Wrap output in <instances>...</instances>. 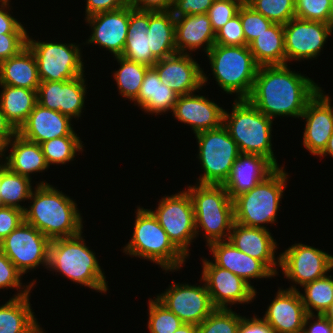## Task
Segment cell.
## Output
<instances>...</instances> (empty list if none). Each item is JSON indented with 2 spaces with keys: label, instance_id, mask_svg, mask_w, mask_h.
<instances>
[{
  "label": "cell",
  "instance_id": "1",
  "mask_svg": "<svg viewBox=\"0 0 333 333\" xmlns=\"http://www.w3.org/2000/svg\"><path fill=\"white\" fill-rule=\"evenodd\" d=\"M320 89L308 76L291 71L287 64L260 66L247 100L272 120L278 116L299 118Z\"/></svg>",
  "mask_w": 333,
  "mask_h": 333
},
{
  "label": "cell",
  "instance_id": "2",
  "mask_svg": "<svg viewBox=\"0 0 333 333\" xmlns=\"http://www.w3.org/2000/svg\"><path fill=\"white\" fill-rule=\"evenodd\" d=\"M34 190L29 198L32 204L23 211L26 223L50 240L82 232V217L76 201L44 181L38 183Z\"/></svg>",
  "mask_w": 333,
  "mask_h": 333
},
{
  "label": "cell",
  "instance_id": "3",
  "mask_svg": "<svg viewBox=\"0 0 333 333\" xmlns=\"http://www.w3.org/2000/svg\"><path fill=\"white\" fill-rule=\"evenodd\" d=\"M82 233L50 242L48 270L63 274L71 281L106 293L108 285L95 252L85 244Z\"/></svg>",
  "mask_w": 333,
  "mask_h": 333
},
{
  "label": "cell",
  "instance_id": "4",
  "mask_svg": "<svg viewBox=\"0 0 333 333\" xmlns=\"http://www.w3.org/2000/svg\"><path fill=\"white\" fill-rule=\"evenodd\" d=\"M232 106L231 114L224 109L222 124L237 143L240 153L262 155L279 168L272 150L273 120L247 99H235Z\"/></svg>",
  "mask_w": 333,
  "mask_h": 333
},
{
  "label": "cell",
  "instance_id": "5",
  "mask_svg": "<svg viewBox=\"0 0 333 333\" xmlns=\"http://www.w3.org/2000/svg\"><path fill=\"white\" fill-rule=\"evenodd\" d=\"M132 238L123 248L126 255L141 257L165 271H178L186 256L173 244L149 209L138 207Z\"/></svg>",
  "mask_w": 333,
  "mask_h": 333
},
{
  "label": "cell",
  "instance_id": "6",
  "mask_svg": "<svg viewBox=\"0 0 333 333\" xmlns=\"http://www.w3.org/2000/svg\"><path fill=\"white\" fill-rule=\"evenodd\" d=\"M191 196L196 235L204 231L206 246L210 243L228 240L234 224V205L223 185L198 184L187 188Z\"/></svg>",
  "mask_w": 333,
  "mask_h": 333
},
{
  "label": "cell",
  "instance_id": "7",
  "mask_svg": "<svg viewBox=\"0 0 333 333\" xmlns=\"http://www.w3.org/2000/svg\"><path fill=\"white\" fill-rule=\"evenodd\" d=\"M288 178L284 167H279L253 189L235 197L234 221L246 227L264 229L265 223L274 224Z\"/></svg>",
  "mask_w": 333,
  "mask_h": 333
},
{
  "label": "cell",
  "instance_id": "8",
  "mask_svg": "<svg viewBox=\"0 0 333 333\" xmlns=\"http://www.w3.org/2000/svg\"><path fill=\"white\" fill-rule=\"evenodd\" d=\"M215 81L227 94L247 99L253 89L258 70L248 45L224 46L214 44L207 52Z\"/></svg>",
  "mask_w": 333,
  "mask_h": 333
},
{
  "label": "cell",
  "instance_id": "9",
  "mask_svg": "<svg viewBox=\"0 0 333 333\" xmlns=\"http://www.w3.org/2000/svg\"><path fill=\"white\" fill-rule=\"evenodd\" d=\"M195 136L199 147L197 156L204 170L197 183L223 185L241 154L237 143L223 124L219 128L196 133Z\"/></svg>",
  "mask_w": 333,
  "mask_h": 333
},
{
  "label": "cell",
  "instance_id": "10",
  "mask_svg": "<svg viewBox=\"0 0 333 333\" xmlns=\"http://www.w3.org/2000/svg\"><path fill=\"white\" fill-rule=\"evenodd\" d=\"M26 46L32 51L40 81H68L84 75L79 45L40 42L27 35Z\"/></svg>",
  "mask_w": 333,
  "mask_h": 333
},
{
  "label": "cell",
  "instance_id": "11",
  "mask_svg": "<svg viewBox=\"0 0 333 333\" xmlns=\"http://www.w3.org/2000/svg\"><path fill=\"white\" fill-rule=\"evenodd\" d=\"M173 244L186 256L197 237L194 207L187 190L163 197L155 210L149 209Z\"/></svg>",
  "mask_w": 333,
  "mask_h": 333
},
{
  "label": "cell",
  "instance_id": "12",
  "mask_svg": "<svg viewBox=\"0 0 333 333\" xmlns=\"http://www.w3.org/2000/svg\"><path fill=\"white\" fill-rule=\"evenodd\" d=\"M50 242L48 237L23 221L0 242V249L23 275L41 264L48 268Z\"/></svg>",
  "mask_w": 333,
  "mask_h": 333
},
{
  "label": "cell",
  "instance_id": "13",
  "mask_svg": "<svg viewBox=\"0 0 333 333\" xmlns=\"http://www.w3.org/2000/svg\"><path fill=\"white\" fill-rule=\"evenodd\" d=\"M279 257V267L286 279L302 287L325 277L333 269V255L310 245L293 244Z\"/></svg>",
  "mask_w": 333,
  "mask_h": 333
},
{
  "label": "cell",
  "instance_id": "14",
  "mask_svg": "<svg viewBox=\"0 0 333 333\" xmlns=\"http://www.w3.org/2000/svg\"><path fill=\"white\" fill-rule=\"evenodd\" d=\"M332 31L333 24L296 17L284 24L286 64L318 57Z\"/></svg>",
  "mask_w": 333,
  "mask_h": 333
},
{
  "label": "cell",
  "instance_id": "15",
  "mask_svg": "<svg viewBox=\"0 0 333 333\" xmlns=\"http://www.w3.org/2000/svg\"><path fill=\"white\" fill-rule=\"evenodd\" d=\"M201 281L205 282L212 305L228 309L233 304H246L256 297L254 286L231 271L216 266L213 261L202 259Z\"/></svg>",
  "mask_w": 333,
  "mask_h": 333
},
{
  "label": "cell",
  "instance_id": "16",
  "mask_svg": "<svg viewBox=\"0 0 333 333\" xmlns=\"http://www.w3.org/2000/svg\"><path fill=\"white\" fill-rule=\"evenodd\" d=\"M157 300L174 313L183 323L199 325L216 308L212 305L207 286L171 284Z\"/></svg>",
  "mask_w": 333,
  "mask_h": 333
},
{
  "label": "cell",
  "instance_id": "17",
  "mask_svg": "<svg viewBox=\"0 0 333 333\" xmlns=\"http://www.w3.org/2000/svg\"><path fill=\"white\" fill-rule=\"evenodd\" d=\"M189 53H175L159 59L152 67L160 81L178 95L192 94L206 85L208 77Z\"/></svg>",
  "mask_w": 333,
  "mask_h": 333
},
{
  "label": "cell",
  "instance_id": "18",
  "mask_svg": "<svg viewBox=\"0 0 333 333\" xmlns=\"http://www.w3.org/2000/svg\"><path fill=\"white\" fill-rule=\"evenodd\" d=\"M84 77L81 75L68 81H40L37 103L71 119L81 117L87 93Z\"/></svg>",
  "mask_w": 333,
  "mask_h": 333
},
{
  "label": "cell",
  "instance_id": "19",
  "mask_svg": "<svg viewBox=\"0 0 333 333\" xmlns=\"http://www.w3.org/2000/svg\"><path fill=\"white\" fill-rule=\"evenodd\" d=\"M320 89L308 102L300 118L306 124L303 132V146L315 156H319L327 146L333 133V106L329 95Z\"/></svg>",
  "mask_w": 333,
  "mask_h": 333
},
{
  "label": "cell",
  "instance_id": "20",
  "mask_svg": "<svg viewBox=\"0 0 333 333\" xmlns=\"http://www.w3.org/2000/svg\"><path fill=\"white\" fill-rule=\"evenodd\" d=\"M92 34L86 41L97 44L114 56H121L127 39L129 4L123 8L101 12L85 18Z\"/></svg>",
  "mask_w": 333,
  "mask_h": 333
},
{
  "label": "cell",
  "instance_id": "21",
  "mask_svg": "<svg viewBox=\"0 0 333 333\" xmlns=\"http://www.w3.org/2000/svg\"><path fill=\"white\" fill-rule=\"evenodd\" d=\"M295 285L277 291L263 319L272 327L274 333H302L307 315Z\"/></svg>",
  "mask_w": 333,
  "mask_h": 333
},
{
  "label": "cell",
  "instance_id": "22",
  "mask_svg": "<svg viewBox=\"0 0 333 333\" xmlns=\"http://www.w3.org/2000/svg\"><path fill=\"white\" fill-rule=\"evenodd\" d=\"M71 120L59 111L36 103L17 133L24 139L38 144L62 136H77L71 126Z\"/></svg>",
  "mask_w": 333,
  "mask_h": 333
},
{
  "label": "cell",
  "instance_id": "23",
  "mask_svg": "<svg viewBox=\"0 0 333 333\" xmlns=\"http://www.w3.org/2000/svg\"><path fill=\"white\" fill-rule=\"evenodd\" d=\"M228 240L243 253L260 260L274 275H278L275 268L280 265V257H275L277 242L268 228L246 227L234 222Z\"/></svg>",
  "mask_w": 333,
  "mask_h": 333
},
{
  "label": "cell",
  "instance_id": "24",
  "mask_svg": "<svg viewBox=\"0 0 333 333\" xmlns=\"http://www.w3.org/2000/svg\"><path fill=\"white\" fill-rule=\"evenodd\" d=\"M222 107H219L203 95H179L174 105L173 115L176 120L187 123L193 132L219 128L223 123Z\"/></svg>",
  "mask_w": 333,
  "mask_h": 333
},
{
  "label": "cell",
  "instance_id": "25",
  "mask_svg": "<svg viewBox=\"0 0 333 333\" xmlns=\"http://www.w3.org/2000/svg\"><path fill=\"white\" fill-rule=\"evenodd\" d=\"M276 169L277 167L262 155L240 154L223 186L233 200L238 195L253 189Z\"/></svg>",
  "mask_w": 333,
  "mask_h": 333
},
{
  "label": "cell",
  "instance_id": "26",
  "mask_svg": "<svg viewBox=\"0 0 333 333\" xmlns=\"http://www.w3.org/2000/svg\"><path fill=\"white\" fill-rule=\"evenodd\" d=\"M210 252L214 257V264L231 271L251 285V279L274 277L275 275L258 259L243 253L229 240L210 243Z\"/></svg>",
  "mask_w": 333,
  "mask_h": 333
},
{
  "label": "cell",
  "instance_id": "27",
  "mask_svg": "<svg viewBox=\"0 0 333 333\" xmlns=\"http://www.w3.org/2000/svg\"><path fill=\"white\" fill-rule=\"evenodd\" d=\"M215 37L216 33L212 28L207 14L185 15L175 18V44L177 53L189 54V52L203 46L207 54L215 44Z\"/></svg>",
  "mask_w": 333,
  "mask_h": 333
},
{
  "label": "cell",
  "instance_id": "28",
  "mask_svg": "<svg viewBox=\"0 0 333 333\" xmlns=\"http://www.w3.org/2000/svg\"><path fill=\"white\" fill-rule=\"evenodd\" d=\"M149 11L137 10L129 5V25L122 57L152 67L158 60L149 48Z\"/></svg>",
  "mask_w": 333,
  "mask_h": 333
},
{
  "label": "cell",
  "instance_id": "29",
  "mask_svg": "<svg viewBox=\"0 0 333 333\" xmlns=\"http://www.w3.org/2000/svg\"><path fill=\"white\" fill-rule=\"evenodd\" d=\"M9 145L11 152L5 156L4 165L11 171L31 179V174L49 168L40 144L26 140L17 133L6 144L7 151Z\"/></svg>",
  "mask_w": 333,
  "mask_h": 333
},
{
  "label": "cell",
  "instance_id": "30",
  "mask_svg": "<svg viewBox=\"0 0 333 333\" xmlns=\"http://www.w3.org/2000/svg\"><path fill=\"white\" fill-rule=\"evenodd\" d=\"M0 84L37 90L40 85L37 62L26 46L17 55L0 62Z\"/></svg>",
  "mask_w": 333,
  "mask_h": 333
},
{
  "label": "cell",
  "instance_id": "31",
  "mask_svg": "<svg viewBox=\"0 0 333 333\" xmlns=\"http://www.w3.org/2000/svg\"><path fill=\"white\" fill-rule=\"evenodd\" d=\"M178 94L162 84L157 71L150 67L144 76L140 91L134 104L140 106L146 113L160 114L173 111Z\"/></svg>",
  "mask_w": 333,
  "mask_h": 333
},
{
  "label": "cell",
  "instance_id": "32",
  "mask_svg": "<svg viewBox=\"0 0 333 333\" xmlns=\"http://www.w3.org/2000/svg\"><path fill=\"white\" fill-rule=\"evenodd\" d=\"M30 294L0 306V333H45L31 309Z\"/></svg>",
  "mask_w": 333,
  "mask_h": 333
},
{
  "label": "cell",
  "instance_id": "33",
  "mask_svg": "<svg viewBox=\"0 0 333 333\" xmlns=\"http://www.w3.org/2000/svg\"><path fill=\"white\" fill-rule=\"evenodd\" d=\"M148 29L149 48L157 60L177 53L172 11H149Z\"/></svg>",
  "mask_w": 333,
  "mask_h": 333
},
{
  "label": "cell",
  "instance_id": "34",
  "mask_svg": "<svg viewBox=\"0 0 333 333\" xmlns=\"http://www.w3.org/2000/svg\"><path fill=\"white\" fill-rule=\"evenodd\" d=\"M256 64L260 66L285 65L284 25L273 23L249 45Z\"/></svg>",
  "mask_w": 333,
  "mask_h": 333
},
{
  "label": "cell",
  "instance_id": "35",
  "mask_svg": "<svg viewBox=\"0 0 333 333\" xmlns=\"http://www.w3.org/2000/svg\"><path fill=\"white\" fill-rule=\"evenodd\" d=\"M0 108L6 119L18 130L37 103V90L0 84Z\"/></svg>",
  "mask_w": 333,
  "mask_h": 333
},
{
  "label": "cell",
  "instance_id": "36",
  "mask_svg": "<svg viewBox=\"0 0 333 333\" xmlns=\"http://www.w3.org/2000/svg\"><path fill=\"white\" fill-rule=\"evenodd\" d=\"M31 179L11 171L4 164L0 165V206L15 207L25 210L21 201L30 198L33 191Z\"/></svg>",
  "mask_w": 333,
  "mask_h": 333
},
{
  "label": "cell",
  "instance_id": "37",
  "mask_svg": "<svg viewBox=\"0 0 333 333\" xmlns=\"http://www.w3.org/2000/svg\"><path fill=\"white\" fill-rule=\"evenodd\" d=\"M114 58L120 65V68L113 74L119 93L134 102L140 91L146 71L150 67L122 56H115Z\"/></svg>",
  "mask_w": 333,
  "mask_h": 333
},
{
  "label": "cell",
  "instance_id": "38",
  "mask_svg": "<svg viewBox=\"0 0 333 333\" xmlns=\"http://www.w3.org/2000/svg\"><path fill=\"white\" fill-rule=\"evenodd\" d=\"M304 293L300 292L303 305L307 314H324L333 302V277L325 276L305 284Z\"/></svg>",
  "mask_w": 333,
  "mask_h": 333
},
{
  "label": "cell",
  "instance_id": "39",
  "mask_svg": "<svg viewBox=\"0 0 333 333\" xmlns=\"http://www.w3.org/2000/svg\"><path fill=\"white\" fill-rule=\"evenodd\" d=\"M78 136H62L40 144L48 166L66 164L73 161L77 152H82L83 145Z\"/></svg>",
  "mask_w": 333,
  "mask_h": 333
},
{
  "label": "cell",
  "instance_id": "40",
  "mask_svg": "<svg viewBox=\"0 0 333 333\" xmlns=\"http://www.w3.org/2000/svg\"><path fill=\"white\" fill-rule=\"evenodd\" d=\"M243 316L231 308H216L198 327V333H237Z\"/></svg>",
  "mask_w": 333,
  "mask_h": 333
},
{
  "label": "cell",
  "instance_id": "41",
  "mask_svg": "<svg viewBox=\"0 0 333 333\" xmlns=\"http://www.w3.org/2000/svg\"><path fill=\"white\" fill-rule=\"evenodd\" d=\"M247 4L273 23L284 25L295 17V0H248Z\"/></svg>",
  "mask_w": 333,
  "mask_h": 333
},
{
  "label": "cell",
  "instance_id": "42",
  "mask_svg": "<svg viewBox=\"0 0 333 333\" xmlns=\"http://www.w3.org/2000/svg\"><path fill=\"white\" fill-rule=\"evenodd\" d=\"M149 299L148 306V329L150 333H174L183 322L163 304H161L156 297Z\"/></svg>",
  "mask_w": 333,
  "mask_h": 333
},
{
  "label": "cell",
  "instance_id": "43",
  "mask_svg": "<svg viewBox=\"0 0 333 333\" xmlns=\"http://www.w3.org/2000/svg\"><path fill=\"white\" fill-rule=\"evenodd\" d=\"M240 16L245 36V45H250L260 34L265 32L273 22L256 12L250 5L243 3L237 13Z\"/></svg>",
  "mask_w": 333,
  "mask_h": 333
},
{
  "label": "cell",
  "instance_id": "44",
  "mask_svg": "<svg viewBox=\"0 0 333 333\" xmlns=\"http://www.w3.org/2000/svg\"><path fill=\"white\" fill-rule=\"evenodd\" d=\"M295 17L332 24L330 0H295Z\"/></svg>",
  "mask_w": 333,
  "mask_h": 333
},
{
  "label": "cell",
  "instance_id": "45",
  "mask_svg": "<svg viewBox=\"0 0 333 333\" xmlns=\"http://www.w3.org/2000/svg\"><path fill=\"white\" fill-rule=\"evenodd\" d=\"M21 276L23 275L17 270L15 265L5 254L0 252V289L15 288L18 290V293L14 295L13 298L30 294V290L34 287L36 282L33 280L29 285H23L22 287Z\"/></svg>",
  "mask_w": 333,
  "mask_h": 333
},
{
  "label": "cell",
  "instance_id": "46",
  "mask_svg": "<svg viewBox=\"0 0 333 333\" xmlns=\"http://www.w3.org/2000/svg\"><path fill=\"white\" fill-rule=\"evenodd\" d=\"M242 4L239 0H214L213 5L206 14L215 33L237 15Z\"/></svg>",
  "mask_w": 333,
  "mask_h": 333
},
{
  "label": "cell",
  "instance_id": "47",
  "mask_svg": "<svg viewBox=\"0 0 333 333\" xmlns=\"http://www.w3.org/2000/svg\"><path fill=\"white\" fill-rule=\"evenodd\" d=\"M215 44L244 46L245 36L240 16L237 14L216 32Z\"/></svg>",
  "mask_w": 333,
  "mask_h": 333
},
{
  "label": "cell",
  "instance_id": "48",
  "mask_svg": "<svg viewBox=\"0 0 333 333\" xmlns=\"http://www.w3.org/2000/svg\"><path fill=\"white\" fill-rule=\"evenodd\" d=\"M27 32H0V62L17 55L27 43Z\"/></svg>",
  "mask_w": 333,
  "mask_h": 333
},
{
  "label": "cell",
  "instance_id": "49",
  "mask_svg": "<svg viewBox=\"0 0 333 333\" xmlns=\"http://www.w3.org/2000/svg\"><path fill=\"white\" fill-rule=\"evenodd\" d=\"M24 221L23 210L0 206V242Z\"/></svg>",
  "mask_w": 333,
  "mask_h": 333
},
{
  "label": "cell",
  "instance_id": "50",
  "mask_svg": "<svg viewBox=\"0 0 333 333\" xmlns=\"http://www.w3.org/2000/svg\"><path fill=\"white\" fill-rule=\"evenodd\" d=\"M214 0H175L172 13L175 18L185 15L206 14Z\"/></svg>",
  "mask_w": 333,
  "mask_h": 333
},
{
  "label": "cell",
  "instance_id": "51",
  "mask_svg": "<svg viewBox=\"0 0 333 333\" xmlns=\"http://www.w3.org/2000/svg\"><path fill=\"white\" fill-rule=\"evenodd\" d=\"M85 18L107 11L123 8L129 4V0H86Z\"/></svg>",
  "mask_w": 333,
  "mask_h": 333
},
{
  "label": "cell",
  "instance_id": "52",
  "mask_svg": "<svg viewBox=\"0 0 333 333\" xmlns=\"http://www.w3.org/2000/svg\"><path fill=\"white\" fill-rule=\"evenodd\" d=\"M9 0H0V32H27L23 24L8 13Z\"/></svg>",
  "mask_w": 333,
  "mask_h": 333
},
{
  "label": "cell",
  "instance_id": "53",
  "mask_svg": "<svg viewBox=\"0 0 333 333\" xmlns=\"http://www.w3.org/2000/svg\"><path fill=\"white\" fill-rule=\"evenodd\" d=\"M314 317L316 318V320L312 322L311 320H314L315 319ZM331 332H332L331 321L328 318H326L323 314L306 315L302 333H331Z\"/></svg>",
  "mask_w": 333,
  "mask_h": 333
},
{
  "label": "cell",
  "instance_id": "54",
  "mask_svg": "<svg viewBox=\"0 0 333 333\" xmlns=\"http://www.w3.org/2000/svg\"><path fill=\"white\" fill-rule=\"evenodd\" d=\"M237 333H274L272 327L256 315L252 318L242 317Z\"/></svg>",
  "mask_w": 333,
  "mask_h": 333
},
{
  "label": "cell",
  "instance_id": "55",
  "mask_svg": "<svg viewBox=\"0 0 333 333\" xmlns=\"http://www.w3.org/2000/svg\"><path fill=\"white\" fill-rule=\"evenodd\" d=\"M175 0H129V5L137 10L171 11Z\"/></svg>",
  "mask_w": 333,
  "mask_h": 333
},
{
  "label": "cell",
  "instance_id": "56",
  "mask_svg": "<svg viewBox=\"0 0 333 333\" xmlns=\"http://www.w3.org/2000/svg\"><path fill=\"white\" fill-rule=\"evenodd\" d=\"M16 134L17 130L6 119L0 108V139L7 144Z\"/></svg>",
  "mask_w": 333,
  "mask_h": 333
},
{
  "label": "cell",
  "instance_id": "57",
  "mask_svg": "<svg viewBox=\"0 0 333 333\" xmlns=\"http://www.w3.org/2000/svg\"><path fill=\"white\" fill-rule=\"evenodd\" d=\"M174 333H198V327L195 324L183 323Z\"/></svg>",
  "mask_w": 333,
  "mask_h": 333
},
{
  "label": "cell",
  "instance_id": "58",
  "mask_svg": "<svg viewBox=\"0 0 333 333\" xmlns=\"http://www.w3.org/2000/svg\"><path fill=\"white\" fill-rule=\"evenodd\" d=\"M328 154L333 158V133L328 140L326 148L319 156L323 157V156H327Z\"/></svg>",
  "mask_w": 333,
  "mask_h": 333
},
{
  "label": "cell",
  "instance_id": "59",
  "mask_svg": "<svg viewBox=\"0 0 333 333\" xmlns=\"http://www.w3.org/2000/svg\"><path fill=\"white\" fill-rule=\"evenodd\" d=\"M7 151H6V144L0 139V162H1V160H4L5 159V153H6ZM2 156H4V159H2L3 157ZM4 162L2 161L1 163H0V165H2Z\"/></svg>",
  "mask_w": 333,
  "mask_h": 333
},
{
  "label": "cell",
  "instance_id": "60",
  "mask_svg": "<svg viewBox=\"0 0 333 333\" xmlns=\"http://www.w3.org/2000/svg\"><path fill=\"white\" fill-rule=\"evenodd\" d=\"M326 318H328L330 321H333V302L329 306V308L325 311L323 314Z\"/></svg>",
  "mask_w": 333,
  "mask_h": 333
},
{
  "label": "cell",
  "instance_id": "61",
  "mask_svg": "<svg viewBox=\"0 0 333 333\" xmlns=\"http://www.w3.org/2000/svg\"><path fill=\"white\" fill-rule=\"evenodd\" d=\"M331 14H332V24H333V0H330Z\"/></svg>",
  "mask_w": 333,
  "mask_h": 333
},
{
  "label": "cell",
  "instance_id": "62",
  "mask_svg": "<svg viewBox=\"0 0 333 333\" xmlns=\"http://www.w3.org/2000/svg\"><path fill=\"white\" fill-rule=\"evenodd\" d=\"M241 1L242 3H247L248 0H239Z\"/></svg>",
  "mask_w": 333,
  "mask_h": 333
},
{
  "label": "cell",
  "instance_id": "63",
  "mask_svg": "<svg viewBox=\"0 0 333 333\" xmlns=\"http://www.w3.org/2000/svg\"><path fill=\"white\" fill-rule=\"evenodd\" d=\"M331 328H332V332L333 333V321H331Z\"/></svg>",
  "mask_w": 333,
  "mask_h": 333
}]
</instances>
